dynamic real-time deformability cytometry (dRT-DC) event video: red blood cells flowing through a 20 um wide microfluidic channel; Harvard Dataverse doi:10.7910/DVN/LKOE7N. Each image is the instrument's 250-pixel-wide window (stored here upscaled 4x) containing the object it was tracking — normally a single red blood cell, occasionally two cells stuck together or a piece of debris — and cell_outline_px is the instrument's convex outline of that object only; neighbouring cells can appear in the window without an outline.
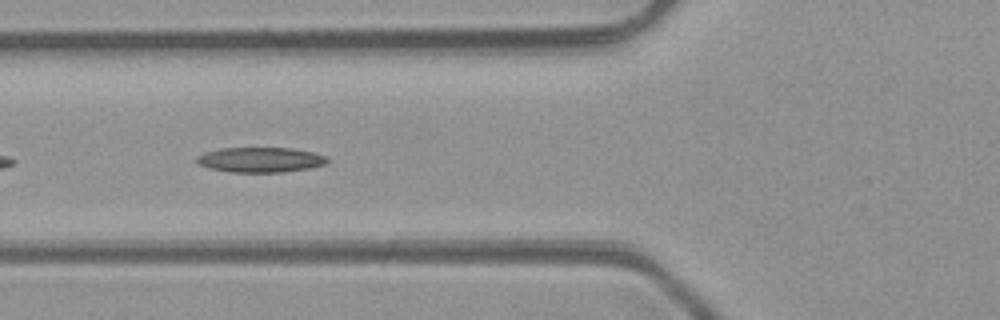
{"species": "common noctule bat (a hibernating species)", "species_latin": "Nyctalus noctula", "temperature_condition": "room temperature", "stored_images_in_passage": 11, "camera_frame_rate_fps": 3000, "um_per_image_px": 0.085, "animal": {"sex": "male", "body_mass_g": 23.1, "forearm_length_mm": 52.7}, "frame": {"image": 1, "passage_image": 5, "time_ms": 1.333, "image_size_px": [1000, 320], "cell_outline_px": [[328, 160], [324, 164], [308, 168], [280, 172], [228, 172], [208, 168], [196, 164], [196, 156], [204, 152], [220, 148], [292, 148], [312, 152], [328, 156]], "centroid_in_image_um": [22.07, 13.58], "position_along_channel_um": 103.7, "area_um2": 19.13}}
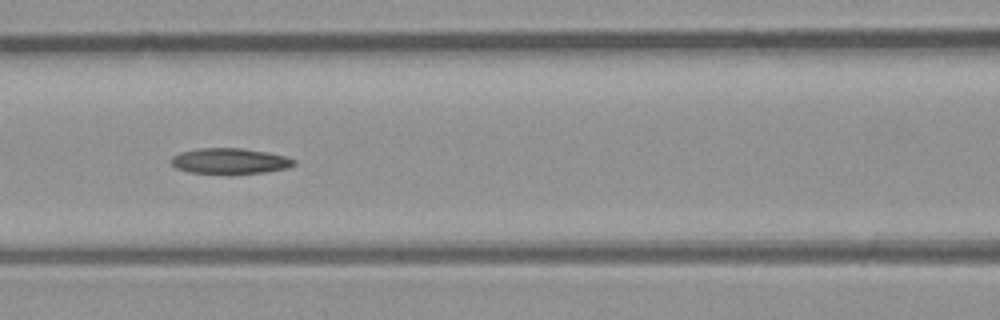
{"frame": {"image": 2, "passage_image": 8, "time_ms": 2.333, "image_size_px": [1000, 320], "cell_outline_px": [[296, 164], [288, 168], [264, 172], [188, 172], [176, 168], [168, 160], [172, 156], [180, 152], [196, 148], [240, 148], [264, 152], [284, 156], [296, 160]], "centroid_in_image_um": [19.49, 13.66], "position_along_channel_um": 147.1, "area_um2": 17.92}}